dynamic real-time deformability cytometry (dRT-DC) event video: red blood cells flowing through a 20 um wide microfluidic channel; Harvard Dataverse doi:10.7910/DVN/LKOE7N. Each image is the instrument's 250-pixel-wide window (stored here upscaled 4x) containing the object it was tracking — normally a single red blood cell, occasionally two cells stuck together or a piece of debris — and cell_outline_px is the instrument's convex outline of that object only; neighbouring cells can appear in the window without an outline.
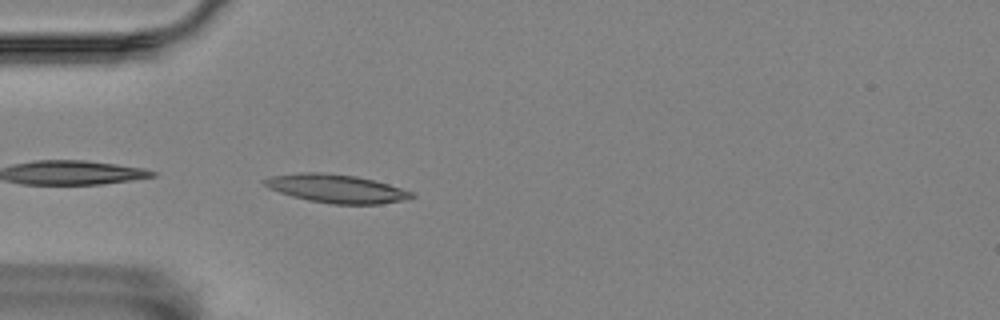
{"species": "Egyptian fruit bat (a non-hibernating species)", "species_latin": "Rousettus aegyptiacus", "temperature_condition": "room temperature", "stored_images_in_passage": 40, "camera_frame_rate_fps": 3000, "um_per_image_px": 0.085, "animal": {"sex": "female"}, "frame": {"image": 1, "passage_image": 1, "time_ms": 0.0, "image_size_px": [1000, 320], "cell_outline_px": [[416, 196], [400, 200], [380, 204], [332, 204], [308, 200], [292, 196], [268, 188], [260, 180], [272, 176], [300, 172], [320, 172], [356, 176], [388, 184], [416, 192]], "centroid_in_image_um": [28.58, 16.03], "position_along_channel_um": 56.4, "area_um2": 24.28}}
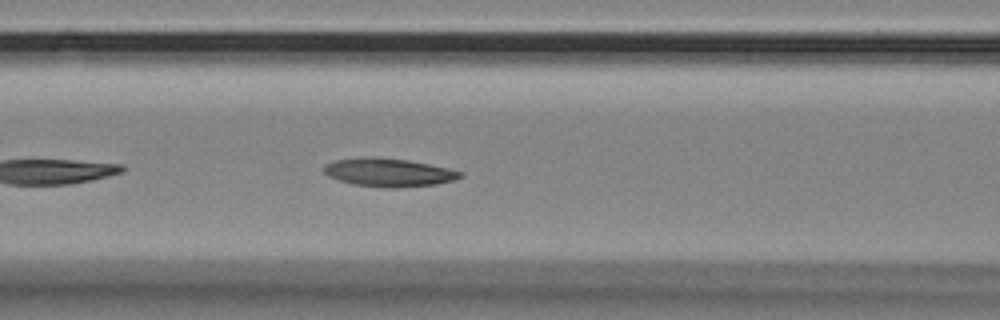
{"frame": {"image": 2, "passage_image": 8, "time_ms": 2.333, "image_size_px": [1000, 320], "cell_outline_px": [[464, 176], [456, 180], [436, 184], [392, 188], [384, 188], [356, 184], [340, 180], [328, 176], [324, 172], [324, 164], [336, 160], [408, 160], [448, 168], [464, 172]], "centroid_in_image_um": [33.15, 14.71], "position_along_channel_um": 133.4, "area_um2": 21.39}}
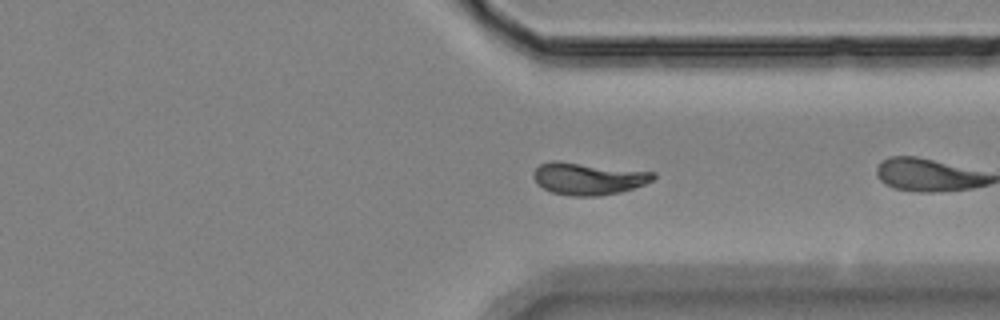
{"frame": {"image": 3, "passage_image": 25, "time_ms": 8.0, "image_size_px": [1000, 320], "cell_outline_px": [[656, 176], [652, 180], [644, 184], [620, 192], [600, 196], [572, 196], [552, 192], [536, 184], [532, 176], [532, 172], [540, 164], [552, 160], [556, 160], [656, 172]], "centroid_in_image_um": [49.97, 15.17], "position_along_channel_um": 361.4, "area_um2": 22.6}, "authors_computed_cell_mechanics": {"area_um2": 21.7906, "velocity_mm_per_s": 3.5333, "shape_relaxation_time_tau1_ms": null, "shape_relaxation_time_tau2_ms": 3.042, "deformation_change_tau1": null, "deformation_change_tau2": 0.108}}